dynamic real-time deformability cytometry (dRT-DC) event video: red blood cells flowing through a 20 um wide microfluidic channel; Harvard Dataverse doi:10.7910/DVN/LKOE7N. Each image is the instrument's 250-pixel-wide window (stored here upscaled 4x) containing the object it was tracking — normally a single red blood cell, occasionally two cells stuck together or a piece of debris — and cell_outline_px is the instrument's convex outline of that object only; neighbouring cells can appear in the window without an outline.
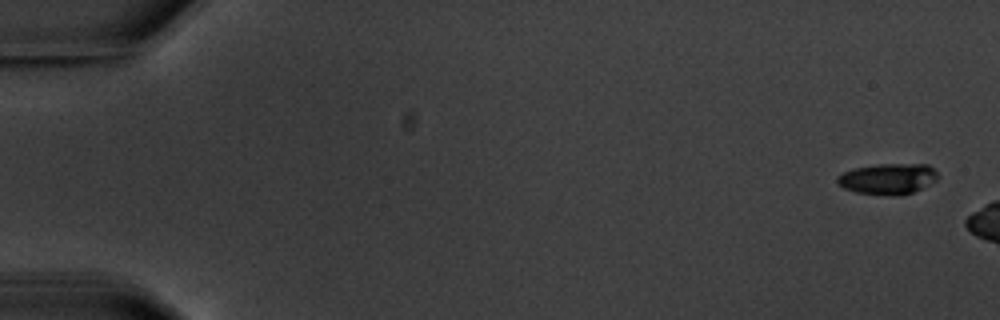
{"species": "common noctule bat (a hibernating species)", "species_latin": "Nyctalus noctula", "temperature_condition": "warm", "stored_images_in_passage": 6, "camera_frame_rate_fps": 3000, "um_per_image_px": 0.085, "animal": {"sex": "male", "body_mass_g": 20.1, "forearm_length_mm": 53.5}, "frame": {"image": 1, "passage_image": 1, "time_ms": 0.0, "image_size_px": [1000, 320], "cell_outline_px": [[936, 180], [912, 192], [900, 196], [892, 196], [856, 192], [844, 188], [836, 184], [836, 176], [844, 172], [856, 168], [880, 164], [928, 164], [936, 172]], "centroid_in_image_um": [75.42, 15.2], "position_along_channel_um": 9.6, "area_um2": 17.92}}